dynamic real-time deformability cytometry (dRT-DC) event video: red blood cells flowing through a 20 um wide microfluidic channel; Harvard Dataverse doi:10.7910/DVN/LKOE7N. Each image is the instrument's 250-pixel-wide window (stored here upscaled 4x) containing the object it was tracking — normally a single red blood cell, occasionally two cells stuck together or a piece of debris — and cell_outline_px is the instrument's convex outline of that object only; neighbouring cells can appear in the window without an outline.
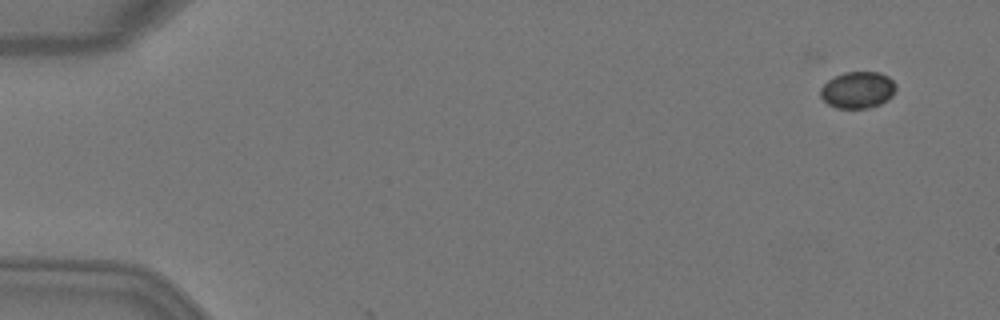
{"species": "Egyptian fruit bat (a non-hibernating species)", "species_latin": "Rousettus aegyptiacus", "temperature_condition": "warm", "stored_images_in_passage": 6, "camera_frame_rate_fps": 3000, "um_per_image_px": 0.085, "animal": {"sex": "female"}, "frame": {"image": 1, "passage_image": 1, "time_ms": 0.0, "image_size_px": [1000, 320], "cell_outline_px": [[896, 88], [892, 96], [888, 100], [880, 104], [868, 108], [836, 108], [828, 104], [820, 96], [820, 88], [828, 80], [844, 72], [880, 72], [888, 76], [896, 84]], "centroid_in_image_um": [72.91, 7.64], "position_along_channel_um": 12.1, "area_um2": 16.18}}
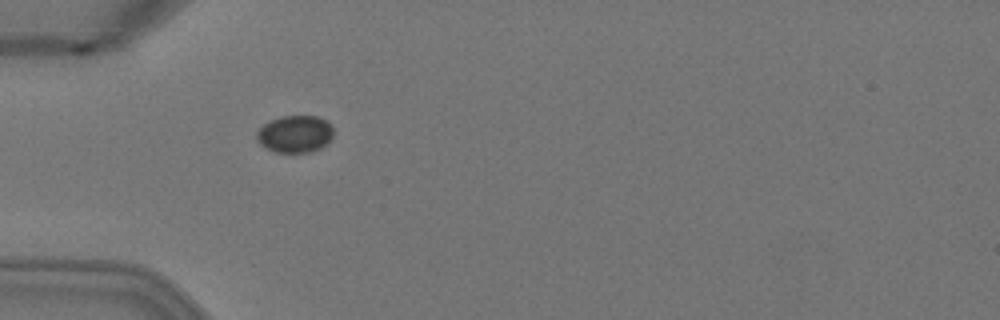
{"frame": {"image": 2, "passage_image": 4, "time_ms": 1.0, "image_size_px": [1000, 320], "cell_outline_px": [[332, 136], [320, 148], [312, 152], [276, 152], [264, 148], [256, 140], [256, 132], [264, 124], [272, 120], [284, 116], [316, 116], [332, 124]], "centroid_in_image_um": [25.04, 11.4], "position_along_channel_um": 60.0, "area_um2": 16.47}}
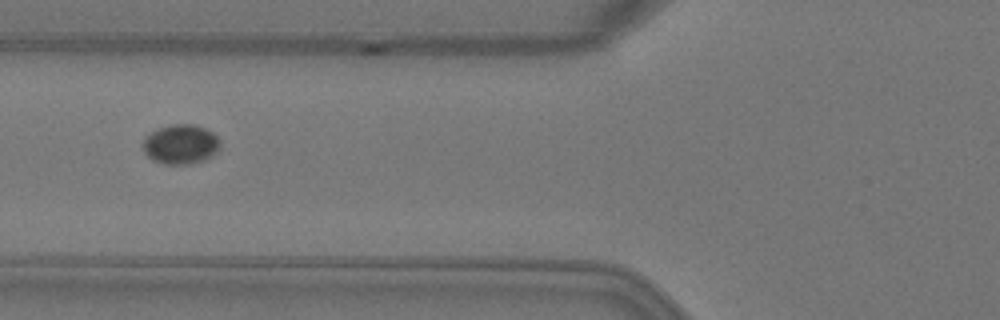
{"frame": {"image": 3, "passage_image": 5, "time_ms": 1.333, "image_size_px": [1000, 320], "cell_outline_px": [[220, 148], [212, 156], [204, 160], [188, 164], [164, 164], [152, 160], [144, 152], [144, 140], [152, 132], [160, 128], [172, 124], [196, 124], [212, 132], [220, 140]], "centroid_in_image_um": [15.4, 12.27], "position_along_channel_um": 110.4, "area_um2": 17.69}}